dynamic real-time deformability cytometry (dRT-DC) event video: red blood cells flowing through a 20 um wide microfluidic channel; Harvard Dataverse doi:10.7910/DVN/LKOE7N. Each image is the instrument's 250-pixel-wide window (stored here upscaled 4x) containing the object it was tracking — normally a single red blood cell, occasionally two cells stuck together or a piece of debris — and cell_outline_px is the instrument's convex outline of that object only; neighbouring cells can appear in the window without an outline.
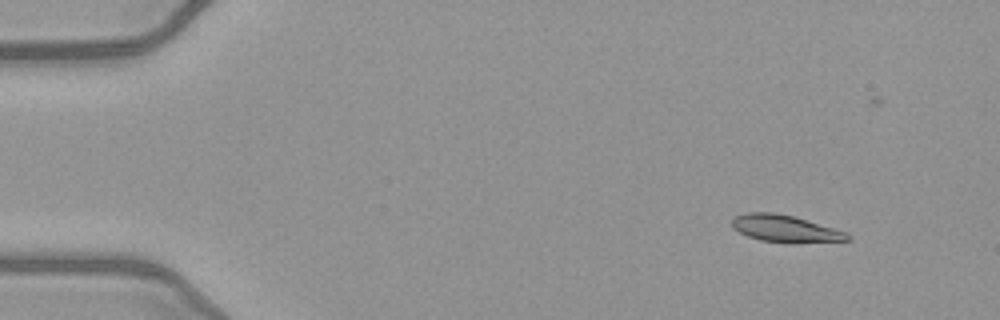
{"species": "common noctule bat (a hibernating species)", "species_latin": "Nyctalus noctula", "temperature_condition": "warm", "stored_images_in_passage": 47, "camera_frame_rate_fps": 3000, "um_per_image_px": 0.085, "animal": {"sex": "female", "body_mass_g": 21.9}, "frame": {"image": 1, "passage_image": 1, "time_ms": 0.0, "image_size_px": [1000, 320], "cell_outline_px": [[852, 240], [796, 244], [788, 244], [760, 240], [748, 236], [732, 228], [732, 220], [736, 216], [748, 212], [772, 212], [792, 216], [848, 232], [852, 236]], "centroid_in_image_um": [66.8, 19.46], "position_along_channel_um": 18.2, "area_um2": 18.5}}
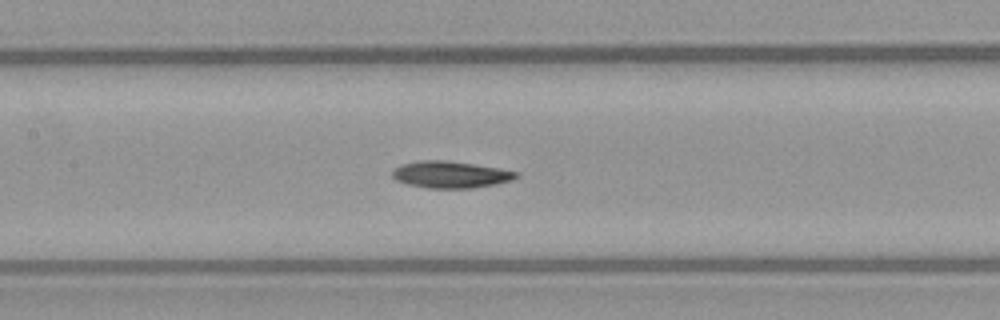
{"frame": {"image": 2, "passage_image": 20, "time_ms": 6.333, "image_size_px": [1000, 320], "cell_outline_px": [[520, 176], [512, 180], [496, 184], [472, 188], [428, 188], [408, 184], [396, 180], [392, 176], [392, 172], [400, 164], [420, 160], [444, 160], [472, 164], [520, 172]], "centroid_in_image_um": [38.3, 14.84], "position_along_channel_um": 169.1, "area_um2": 19.25}}
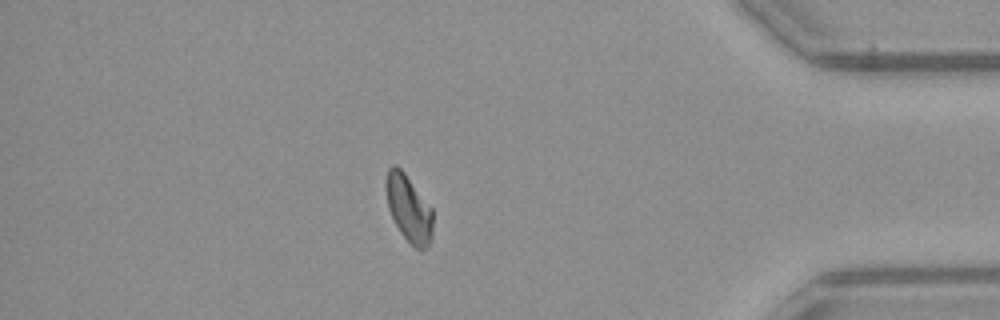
{"frame": {"image": 3, "passage_image": 40, "time_ms": 13.0, "image_size_px": [1000, 320], "cell_outline_px": [[432, 236], [428, 244], [424, 248], [416, 248], [400, 232], [388, 208], [384, 188], [384, 184], [388, 168], [392, 164], [396, 164], [404, 172], [432, 208]], "centroid_in_image_um": [34.7, 17.65], "position_along_channel_um": 400.5, "area_um2": 18.15}, "authors_computed_cell_mechanics": {"area_um2": 18.9006, "velocity_mm_per_s": 4.0452, "shape_relaxation_time_tau1_ms": 9.311, "shape_relaxation_time_tau2_ms": null, "deformation_change_tau1": 0.2004, "deformation_change_tau2": null}}